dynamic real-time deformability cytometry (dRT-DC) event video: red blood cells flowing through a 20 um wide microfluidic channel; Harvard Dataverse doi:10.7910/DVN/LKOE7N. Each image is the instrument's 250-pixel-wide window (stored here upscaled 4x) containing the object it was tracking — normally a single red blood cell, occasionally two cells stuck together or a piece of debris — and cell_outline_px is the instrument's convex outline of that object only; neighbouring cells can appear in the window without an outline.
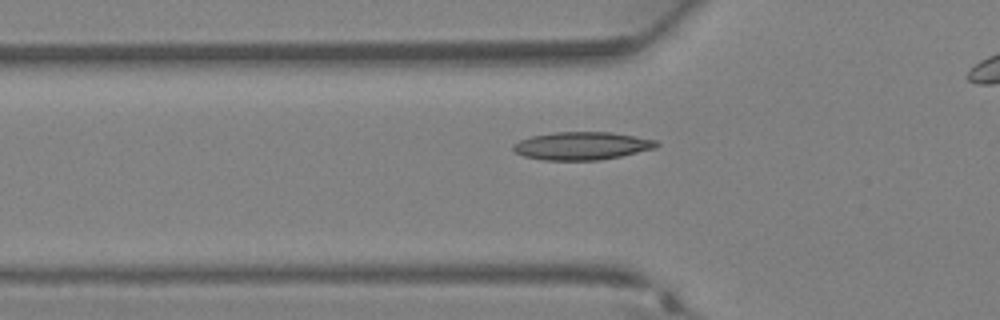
{"species": "Egyptian fruit bat (a non-hibernating species)", "species_latin": "Rousettus aegyptiacus", "temperature_condition": "warm", "stored_images_in_passage": 24, "camera_frame_rate_fps": 3000, "um_per_image_px": 0.085, "animal": {"sex": "female"}, "frame": {"image": 1, "passage_image": 4, "time_ms": 1.0, "image_size_px": [1000, 320], "cell_outline_px": [[660, 144], [656, 148], [620, 156], [600, 160], [544, 160], [524, 156], [516, 152], [512, 148], [512, 144], [520, 140], [532, 136], [556, 132], [612, 132], [656, 140]], "centroid_in_image_um": [49.46, 12.39], "position_along_channel_um": 76.3, "area_um2": 23.24}}
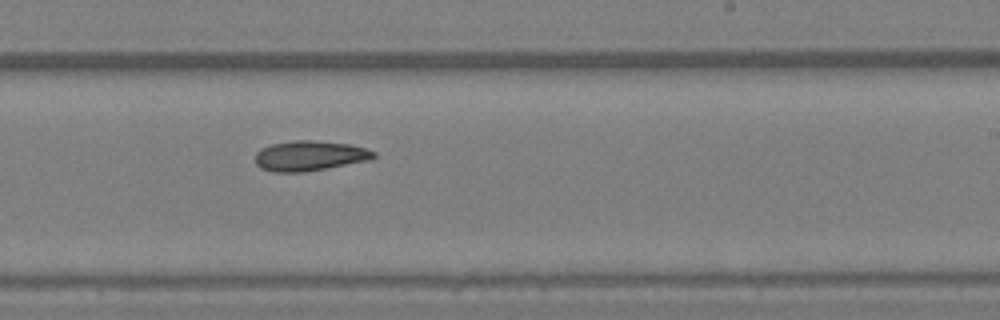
{"frame": {"image": 2, "passage_image": 14, "time_ms": 4.333, "image_size_px": [1000, 320], "cell_outline_px": [[376, 156], [372, 160], [304, 172], [272, 172], [260, 168], [256, 164], [256, 152], [260, 148], [272, 144], [296, 140], [312, 140], [348, 144], [364, 148], [376, 152]], "centroid_in_image_um": [26.32, 13.25], "position_along_channel_um": 262.7, "area_um2": 20.81}}
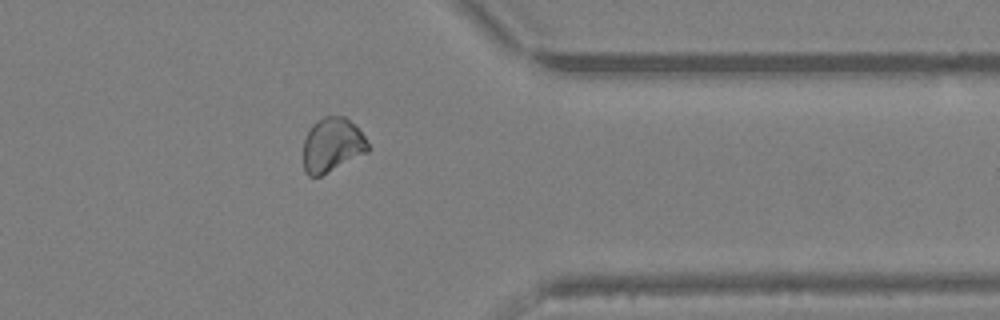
{"frame": {"image": 3, "passage_image": 21, "time_ms": 6.667, "image_size_px": [1000, 320], "cell_outline_px": [[372, 148], [368, 152], [320, 176], [308, 176], [304, 172], [304, 140], [312, 124], [324, 116], [344, 116], [364, 136]], "centroid_in_image_um": [28.24, 12.34], "position_along_channel_um": 383.2, "area_um2": 20.29}}